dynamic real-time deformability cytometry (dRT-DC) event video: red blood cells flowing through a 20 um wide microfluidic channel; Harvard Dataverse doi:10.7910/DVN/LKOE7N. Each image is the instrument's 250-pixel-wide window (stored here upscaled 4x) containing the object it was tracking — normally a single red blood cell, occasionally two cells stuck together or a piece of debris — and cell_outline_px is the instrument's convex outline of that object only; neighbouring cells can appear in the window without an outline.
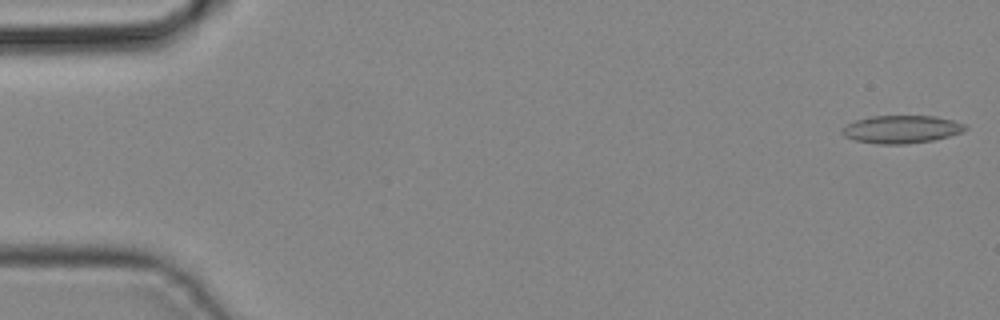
{"species": "common noctule bat (a hibernating species)", "species_latin": "Nyctalus noctula", "temperature_condition": "cold", "stored_images_in_passage": 42, "camera_frame_rate_fps": 3000, "um_per_image_px": 0.085, "animal": {"sex": "male", "body_mass_g": 19.2, "forearm_length_mm": 51.8}, "frame": {"image": 1, "passage_image": 1, "time_ms": 0.0, "image_size_px": [1000, 320], "cell_outline_px": [[968, 128], [964, 132], [932, 140], [904, 144], [876, 144], [856, 140], [844, 136], [840, 132], [848, 124], [856, 120], [872, 116], [936, 116], [952, 120], [964, 124]], "centroid_in_image_um": [76.64, 10.99], "position_along_channel_um": 8.4, "area_um2": 19.83}}
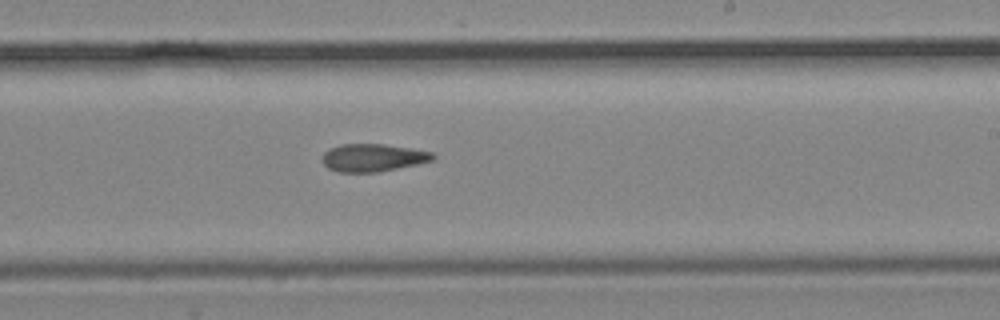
{"frame": {"image": 2, "passage_image": 25, "time_ms": 8.0, "image_size_px": [1000, 320], "cell_outline_px": [[436, 156], [432, 160], [416, 164], [376, 172], [336, 172], [328, 168], [320, 160], [324, 152], [328, 148], [340, 144], [384, 144], [432, 152]], "centroid_in_image_um": [31.62, 13.4], "position_along_channel_um": 257.4, "area_um2": 17.8}}
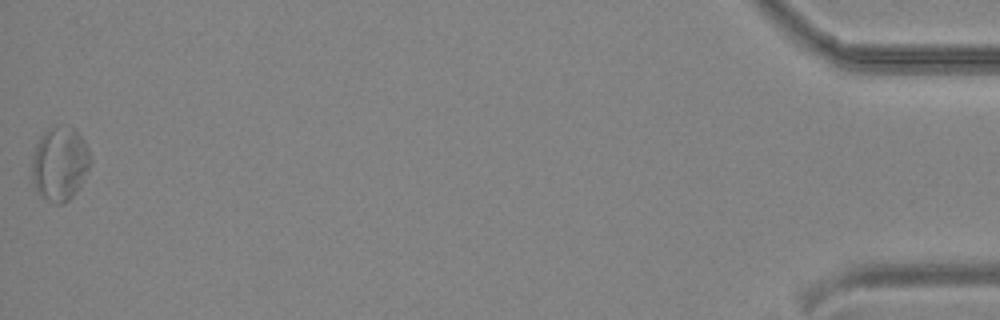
{"frame": {"image": 3, "passage_image": 42, "time_ms": 13.667, "image_size_px": [1000, 320], "cell_outline_px": [[92, 164], [76, 192], [68, 200], [60, 204], [56, 204], [40, 196], [36, 188], [32, 172], [32, 156], [36, 144], [40, 136], [44, 132], [56, 124], [72, 128], [84, 140], [88, 148], [92, 160]], "centroid_in_image_um": [5.1, 13.9], "position_along_channel_um": 430.1, "area_um2": 25.2}}